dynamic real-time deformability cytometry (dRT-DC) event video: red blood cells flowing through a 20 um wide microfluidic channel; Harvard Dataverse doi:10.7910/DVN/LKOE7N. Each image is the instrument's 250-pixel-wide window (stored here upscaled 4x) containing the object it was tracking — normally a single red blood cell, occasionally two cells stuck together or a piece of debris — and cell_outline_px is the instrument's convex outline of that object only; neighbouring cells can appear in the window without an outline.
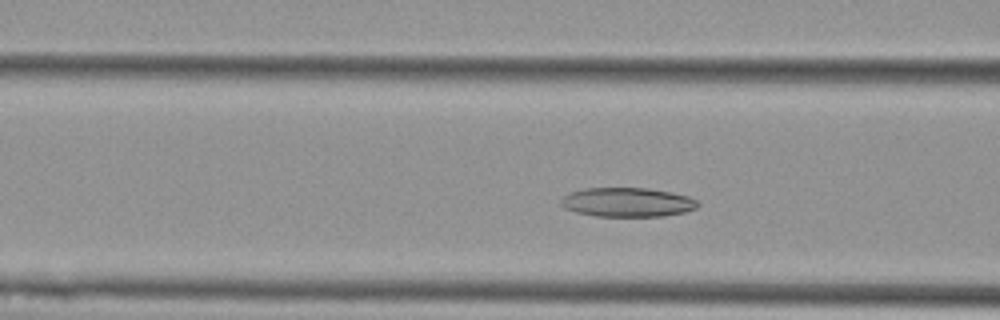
{"species": "Egyptian fruit bat (a non-hibernating species)", "species_latin": "Rousettus aegyptiacus", "temperature_condition": "cold", "stored_images_in_passage": 47, "camera_frame_rate_fps": 3000, "um_per_image_px": 0.085, "animal": {"sex": "female"}, "frame": {"image": 1, "passage_image": 13, "time_ms": 4.0, "image_size_px": [1000, 320], "cell_outline_px": [[700, 204], [696, 208], [684, 212], [664, 216], [596, 216], [576, 212], [564, 208], [560, 204], [560, 200], [564, 196], [572, 192], [584, 188], [648, 188], [672, 192], [688, 196], [696, 200]], "centroid_in_image_um": [53.33, 17.19], "position_along_channel_um": 113.3, "area_um2": 23.29}}
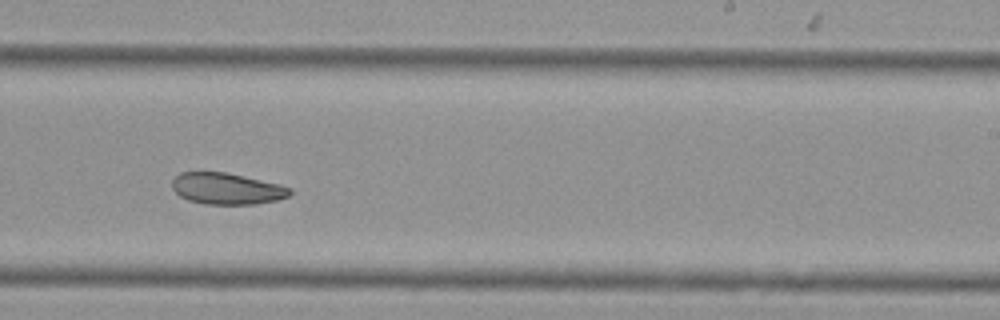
{"frame": {"image": 2, "passage_image": 26, "time_ms": 8.333, "image_size_px": [1000, 320], "cell_outline_px": [[292, 192], [288, 196], [276, 200], [256, 204], [204, 204], [188, 200], [180, 196], [172, 188], [172, 180], [180, 172], [224, 172], [280, 184], [292, 188]], "centroid_in_image_um": [19.27, 16.04], "position_along_channel_um": 269.7, "area_um2": 21.5}}
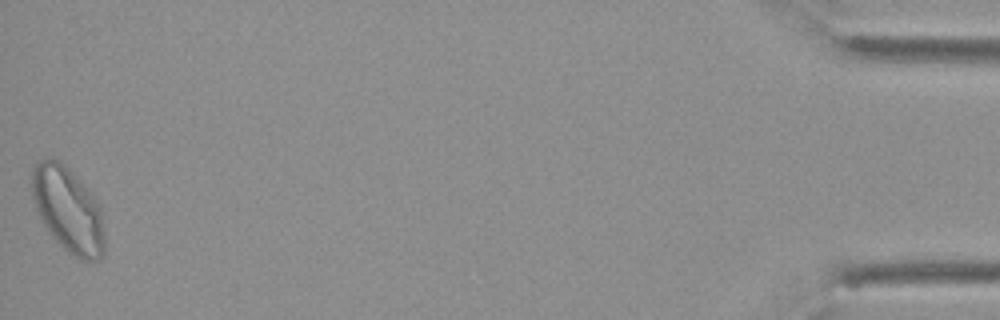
{"frame": {"image": 3, "passage_image": 47, "time_ms": 15.333, "image_size_px": [1000, 320], "cell_outline_px": [[104, 256], [100, 260], [80, 260], [68, 252], [48, 232], [40, 220], [32, 196], [32, 168], [40, 160], [52, 156], [60, 160], [64, 164], [100, 204], [104, 236]], "centroid_in_image_um": [5.77, 17.83], "position_along_channel_um": 429.4, "area_um2": 36.07}, "authors_computed_cell_mechanics": {"area_um2": 25.2586, "velocity_mm_per_s": 3.6258, "shape_relaxation_time_tau1_ms": 8.4979, "shape_relaxation_time_tau2_ms": 8.8684, "deformation_change_tau1": 0.1604, "deformation_change_tau2": 0.1325}}